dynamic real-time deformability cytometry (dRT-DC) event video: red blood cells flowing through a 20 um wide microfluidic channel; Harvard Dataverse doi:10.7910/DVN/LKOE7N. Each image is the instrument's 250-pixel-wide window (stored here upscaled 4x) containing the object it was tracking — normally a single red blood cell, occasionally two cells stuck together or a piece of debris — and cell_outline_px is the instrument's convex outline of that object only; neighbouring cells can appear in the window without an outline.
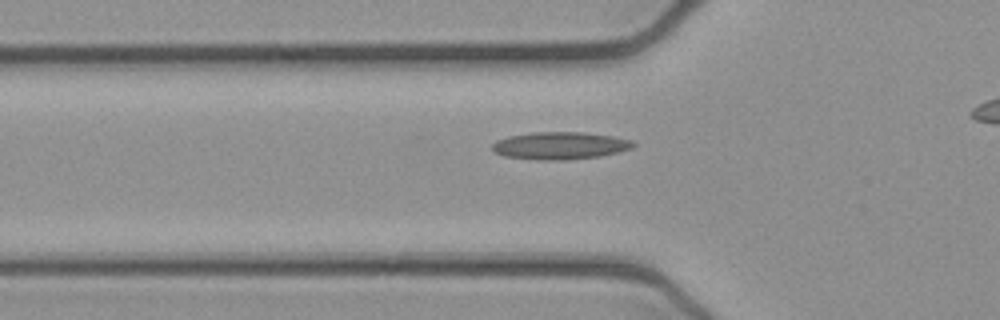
{"species": "common noctule bat (a hibernating species)", "species_latin": "Nyctalus noctula", "temperature_condition": "cold", "stored_images_in_passage": 40, "camera_frame_rate_fps": 3000, "um_per_image_px": 0.085, "animal": {"sex": "female", "body_mass_g": 21.9}, "frame": {"image": 1, "passage_image": 12, "time_ms": 3.667, "image_size_px": [1000, 320], "cell_outline_px": [[636, 144], [632, 148], [600, 156], [568, 160], [536, 160], [504, 156], [492, 152], [492, 144], [496, 140], [508, 136], [532, 132], [584, 132], [612, 136], [632, 140]], "centroid_in_image_um": [47.56, 12.38], "position_along_channel_um": 78.2, "area_um2": 22.72}}
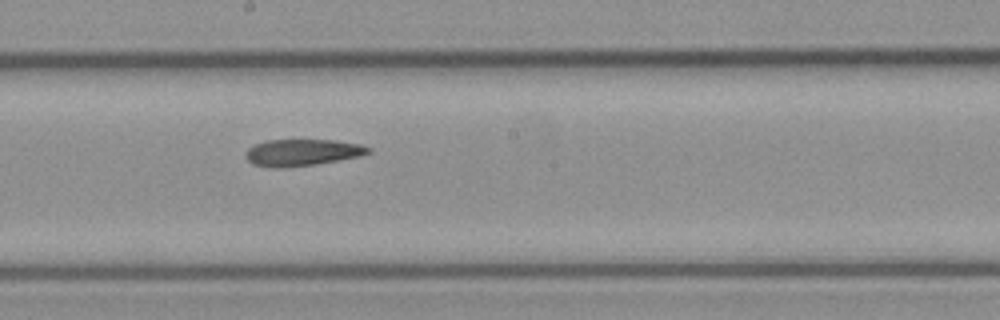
{"frame": {"image": 2, "passage_image": 23, "time_ms": 7.333, "image_size_px": [1000, 320], "cell_outline_px": [[372, 152], [360, 156], [316, 164], [280, 168], [272, 168], [252, 164], [244, 156], [244, 152], [248, 148], [256, 144], [268, 140], [336, 140], [360, 144], [372, 148]], "centroid_in_image_um": [25.68, 12.96], "position_along_channel_um": 222.5, "area_um2": 19.19}}
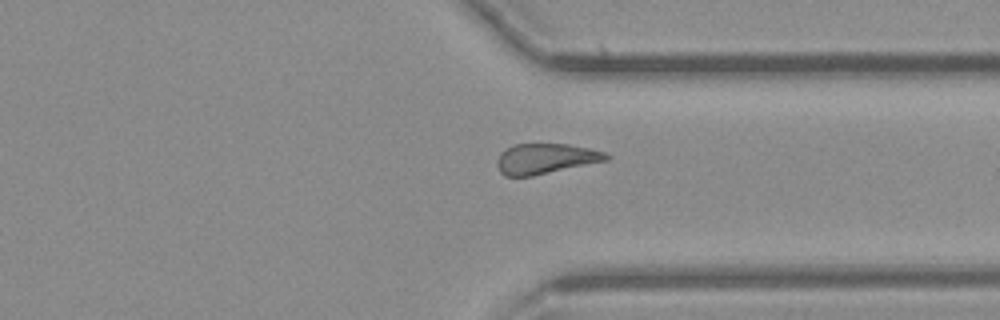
{"frame": {"image": 3, "passage_image": 34, "time_ms": 11.0, "image_size_px": [1000, 320], "cell_outline_px": [[612, 156], [608, 160], [532, 176], [504, 176], [500, 172], [496, 164], [496, 160], [500, 152], [516, 144], [568, 144], [588, 148], [604, 152]], "centroid_in_image_um": [46.36, 13.49], "position_along_channel_um": 365.0, "area_um2": 19.25}, "authors_computed_cell_mechanics": {"area_um2": 19.5653, "velocity_mm_per_s": 3.8942, "shape_relaxation_time_tau1_ms": null, "shape_relaxation_time_tau2_ms": 10.6586, "deformation_change_tau1": null, "deformation_change_tau2": 0.2269}}